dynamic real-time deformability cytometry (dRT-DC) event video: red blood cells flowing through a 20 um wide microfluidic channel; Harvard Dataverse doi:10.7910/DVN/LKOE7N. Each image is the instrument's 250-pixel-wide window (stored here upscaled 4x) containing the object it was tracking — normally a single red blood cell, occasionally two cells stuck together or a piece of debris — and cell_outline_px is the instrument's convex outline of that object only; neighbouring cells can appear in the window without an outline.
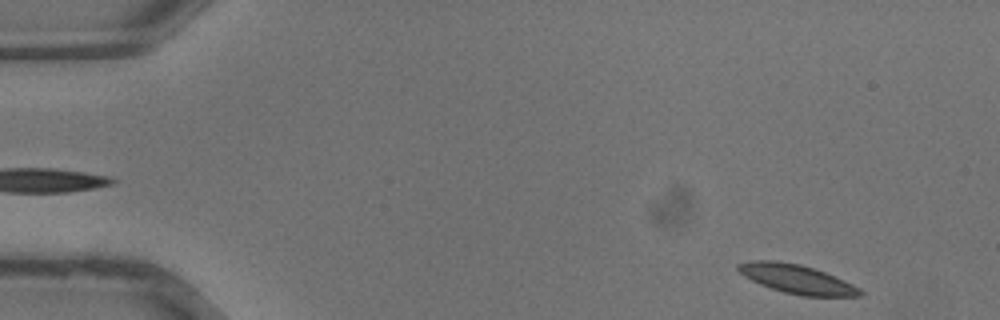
{"species": "common noctule bat (a hibernating species)", "species_latin": "Nyctalus noctula", "temperature_condition": "warm", "stored_images_in_passage": 34, "camera_frame_rate_fps": 3000, "um_per_image_px": 0.085, "animal": {"sex": "male", "body_mass_g": 13.3}, "frame": {"image": 1, "passage_image": 1, "time_ms": 0.0, "image_size_px": [1000, 320], "cell_outline_px": [[864, 292], [860, 296], [800, 296], [784, 292], [760, 284], [744, 276], [736, 268], [736, 264], [752, 260], [776, 260], [800, 264], [824, 272], [844, 280], [860, 288]], "centroid_in_image_um": [67.71, 23.71], "position_along_channel_um": 17.3, "area_um2": 20.46}}
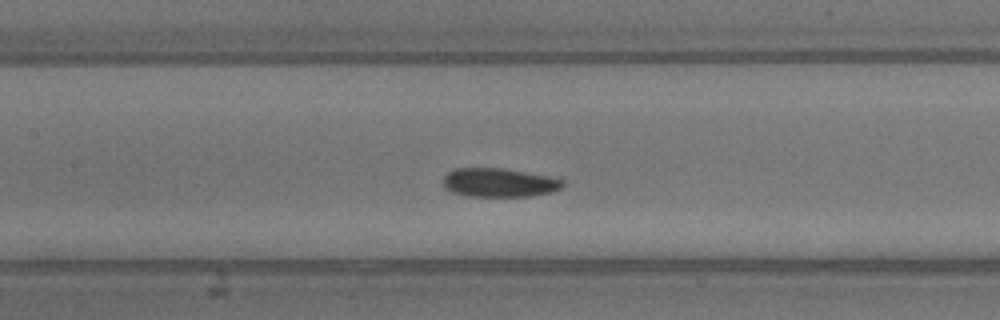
{"frame": {"image": 2, "passage_image": 15, "time_ms": 4.667, "image_size_px": [1000, 320], "cell_outline_px": [[564, 184], [560, 188], [552, 192], [532, 196], [468, 196], [452, 192], [444, 188], [444, 176], [448, 172], [456, 168], [504, 168], [548, 176], [564, 180]], "centroid_in_image_um": [42.42, 15.52], "position_along_channel_um": 165.0, "area_um2": 20.06}}
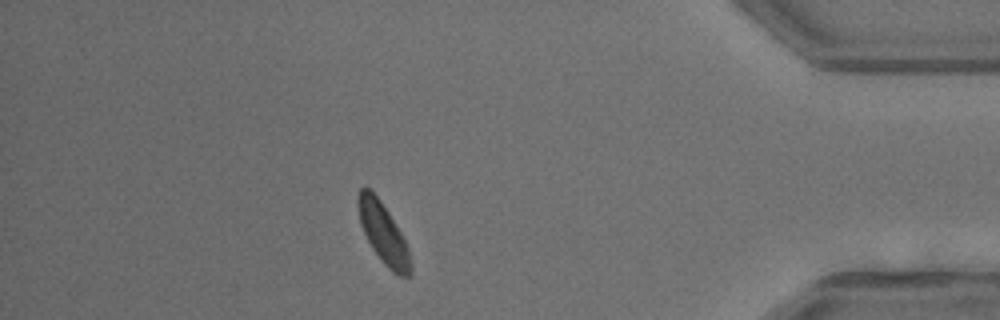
{"frame": {"image": 3, "passage_image": 30, "time_ms": 9.667, "image_size_px": [1000, 320], "cell_outline_px": [[412, 276], [396, 276], [384, 264], [372, 248], [360, 224], [356, 204], [356, 196], [360, 188], [368, 188], [380, 200], [388, 212], [400, 232], [408, 248], [412, 264]], "centroid_in_image_um": [32.57, 19.86], "position_along_channel_um": 402.6, "area_um2": 18.5}}